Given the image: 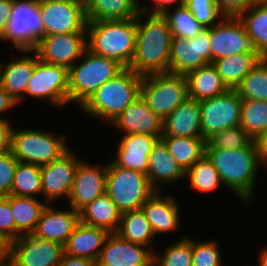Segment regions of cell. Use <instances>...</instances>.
Segmentation results:
<instances>
[{
  "mask_svg": "<svg viewBox=\"0 0 267 266\" xmlns=\"http://www.w3.org/2000/svg\"><path fill=\"white\" fill-rule=\"evenodd\" d=\"M112 123L126 134H146L161 138L163 120H161L139 96Z\"/></svg>",
  "mask_w": 267,
  "mask_h": 266,
  "instance_id": "obj_20",
  "label": "cell"
},
{
  "mask_svg": "<svg viewBox=\"0 0 267 266\" xmlns=\"http://www.w3.org/2000/svg\"><path fill=\"white\" fill-rule=\"evenodd\" d=\"M79 218L84 224L104 228L114 233L118 231L121 212L111 198L104 193L85 206L79 212Z\"/></svg>",
  "mask_w": 267,
  "mask_h": 266,
  "instance_id": "obj_29",
  "label": "cell"
},
{
  "mask_svg": "<svg viewBox=\"0 0 267 266\" xmlns=\"http://www.w3.org/2000/svg\"><path fill=\"white\" fill-rule=\"evenodd\" d=\"M61 243L40 239L33 234L12 241L11 266H59L64 255Z\"/></svg>",
  "mask_w": 267,
  "mask_h": 266,
  "instance_id": "obj_13",
  "label": "cell"
},
{
  "mask_svg": "<svg viewBox=\"0 0 267 266\" xmlns=\"http://www.w3.org/2000/svg\"><path fill=\"white\" fill-rule=\"evenodd\" d=\"M155 266H192L191 240L183 238L180 242L168 247L160 259L154 254Z\"/></svg>",
  "mask_w": 267,
  "mask_h": 266,
  "instance_id": "obj_41",
  "label": "cell"
},
{
  "mask_svg": "<svg viewBox=\"0 0 267 266\" xmlns=\"http://www.w3.org/2000/svg\"><path fill=\"white\" fill-rule=\"evenodd\" d=\"M42 193L40 166L36 164L18 162L11 195L33 197V194Z\"/></svg>",
  "mask_w": 267,
  "mask_h": 266,
  "instance_id": "obj_37",
  "label": "cell"
},
{
  "mask_svg": "<svg viewBox=\"0 0 267 266\" xmlns=\"http://www.w3.org/2000/svg\"><path fill=\"white\" fill-rule=\"evenodd\" d=\"M138 11L135 53L128 68L141 76L169 72L173 34L166 17L163 14H150L148 20L141 23V15L147 8L141 7Z\"/></svg>",
  "mask_w": 267,
  "mask_h": 266,
  "instance_id": "obj_1",
  "label": "cell"
},
{
  "mask_svg": "<svg viewBox=\"0 0 267 266\" xmlns=\"http://www.w3.org/2000/svg\"><path fill=\"white\" fill-rule=\"evenodd\" d=\"M240 127L252 140L267 131V101L242 99Z\"/></svg>",
  "mask_w": 267,
  "mask_h": 266,
  "instance_id": "obj_36",
  "label": "cell"
},
{
  "mask_svg": "<svg viewBox=\"0 0 267 266\" xmlns=\"http://www.w3.org/2000/svg\"><path fill=\"white\" fill-rule=\"evenodd\" d=\"M210 28H203L193 38L173 35L170 47L169 72L186 76L212 63Z\"/></svg>",
  "mask_w": 267,
  "mask_h": 266,
  "instance_id": "obj_11",
  "label": "cell"
},
{
  "mask_svg": "<svg viewBox=\"0 0 267 266\" xmlns=\"http://www.w3.org/2000/svg\"><path fill=\"white\" fill-rule=\"evenodd\" d=\"M156 8H154L151 14H164L168 10V5L176 1H180V6L185 4V0H154Z\"/></svg>",
  "mask_w": 267,
  "mask_h": 266,
  "instance_id": "obj_54",
  "label": "cell"
},
{
  "mask_svg": "<svg viewBox=\"0 0 267 266\" xmlns=\"http://www.w3.org/2000/svg\"><path fill=\"white\" fill-rule=\"evenodd\" d=\"M188 97L198 101L221 95L229 90L211 63L188 73Z\"/></svg>",
  "mask_w": 267,
  "mask_h": 266,
  "instance_id": "obj_27",
  "label": "cell"
},
{
  "mask_svg": "<svg viewBox=\"0 0 267 266\" xmlns=\"http://www.w3.org/2000/svg\"><path fill=\"white\" fill-rule=\"evenodd\" d=\"M251 140L240 126H236L216 133L206 142L205 148L237 149L246 146Z\"/></svg>",
  "mask_w": 267,
  "mask_h": 266,
  "instance_id": "obj_42",
  "label": "cell"
},
{
  "mask_svg": "<svg viewBox=\"0 0 267 266\" xmlns=\"http://www.w3.org/2000/svg\"><path fill=\"white\" fill-rule=\"evenodd\" d=\"M142 76L123 68L116 76L101 85L82 105L93 117L112 122L140 96Z\"/></svg>",
  "mask_w": 267,
  "mask_h": 266,
  "instance_id": "obj_4",
  "label": "cell"
},
{
  "mask_svg": "<svg viewBox=\"0 0 267 266\" xmlns=\"http://www.w3.org/2000/svg\"><path fill=\"white\" fill-rule=\"evenodd\" d=\"M255 143L258 149L259 161L267 162V131H264L257 139Z\"/></svg>",
  "mask_w": 267,
  "mask_h": 266,
  "instance_id": "obj_52",
  "label": "cell"
},
{
  "mask_svg": "<svg viewBox=\"0 0 267 266\" xmlns=\"http://www.w3.org/2000/svg\"><path fill=\"white\" fill-rule=\"evenodd\" d=\"M263 57L258 52H248L215 60L218 75L229 89H236L250 70Z\"/></svg>",
  "mask_w": 267,
  "mask_h": 266,
  "instance_id": "obj_31",
  "label": "cell"
},
{
  "mask_svg": "<svg viewBox=\"0 0 267 266\" xmlns=\"http://www.w3.org/2000/svg\"><path fill=\"white\" fill-rule=\"evenodd\" d=\"M140 96L149 108L161 120H164L188 98L186 77L172 72L144 75L140 86Z\"/></svg>",
  "mask_w": 267,
  "mask_h": 266,
  "instance_id": "obj_7",
  "label": "cell"
},
{
  "mask_svg": "<svg viewBox=\"0 0 267 266\" xmlns=\"http://www.w3.org/2000/svg\"><path fill=\"white\" fill-rule=\"evenodd\" d=\"M184 5L204 28L214 26L213 22L221 14L216 0H185Z\"/></svg>",
  "mask_w": 267,
  "mask_h": 266,
  "instance_id": "obj_43",
  "label": "cell"
},
{
  "mask_svg": "<svg viewBox=\"0 0 267 266\" xmlns=\"http://www.w3.org/2000/svg\"><path fill=\"white\" fill-rule=\"evenodd\" d=\"M101 249L97 266H152L153 252L141 244L122 238L116 232L110 233Z\"/></svg>",
  "mask_w": 267,
  "mask_h": 266,
  "instance_id": "obj_17",
  "label": "cell"
},
{
  "mask_svg": "<svg viewBox=\"0 0 267 266\" xmlns=\"http://www.w3.org/2000/svg\"><path fill=\"white\" fill-rule=\"evenodd\" d=\"M35 53L34 58L26 55L2 67L4 70L0 73V85L16 100V102L22 100L20 94L21 92H25L34 72L35 64L39 60L36 51Z\"/></svg>",
  "mask_w": 267,
  "mask_h": 266,
  "instance_id": "obj_30",
  "label": "cell"
},
{
  "mask_svg": "<svg viewBox=\"0 0 267 266\" xmlns=\"http://www.w3.org/2000/svg\"><path fill=\"white\" fill-rule=\"evenodd\" d=\"M249 9L250 13L246 10L238 18L244 25L254 50L267 58V3L257 2Z\"/></svg>",
  "mask_w": 267,
  "mask_h": 266,
  "instance_id": "obj_34",
  "label": "cell"
},
{
  "mask_svg": "<svg viewBox=\"0 0 267 266\" xmlns=\"http://www.w3.org/2000/svg\"><path fill=\"white\" fill-rule=\"evenodd\" d=\"M79 221V212L72 208L69 211H55L46 205L32 234L65 245Z\"/></svg>",
  "mask_w": 267,
  "mask_h": 266,
  "instance_id": "obj_21",
  "label": "cell"
},
{
  "mask_svg": "<svg viewBox=\"0 0 267 266\" xmlns=\"http://www.w3.org/2000/svg\"><path fill=\"white\" fill-rule=\"evenodd\" d=\"M258 3H267V0H256Z\"/></svg>",
  "mask_w": 267,
  "mask_h": 266,
  "instance_id": "obj_57",
  "label": "cell"
},
{
  "mask_svg": "<svg viewBox=\"0 0 267 266\" xmlns=\"http://www.w3.org/2000/svg\"><path fill=\"white\" fill-rule=\"evenodd\" d=\"M157 140V137L146 134H126L119 144L118 155L113 163L147 175L148 157Z\"/></svg>",
  "mask_w": 267,
  "mask_h": 266,
  "instance_id": "obj_23",
  "label": "cell"
},
{
  "mask_svg": "<svg viewBox=\"0 0 267 266\" xmlns=\"http://www.w3.org/2000/svg\"><path fill=\"white\" fill-rule=\"evenodd\" d=\"M68 68L51 65L40 59L35 64L25 93L32 97L47 98L57 106L68 102Z\"/></svg>",
  "mask_w": 267,
  "mask_h": 266,
  "instance_id": "obj_14",
  "label": "cell"
},
{
  "mask_svg": "<svg viewBox=\"0 0 267 266\" xmlns=\"http://www.w3.org/2000/svg\"><path fill=\"white\" fill-rule=\"evenodd\" d=\"M137 0H88L84 5L87 21H115L136 18Z\"/></svg>",
  "mask_w": 267,
  "mask_h": 266,
  "instance_id": "obj_28",
  "label": "cell"
},
{
  "mask_svg": "<svg viewBox=\"0 0 267 266\" xmlns=\"http://www.w3.org/2000/svg\"><path fill=\"white\" fill-rule=\"evenodd\" d=\"M46 205L34 196L10 195V207L16 227V240L23 234H32L37 226L42 210Z\"/></svg>",
  "mask_w": 267,
  "mask_h": 266,
  "instance_id": "obj_33",
  "label": "cell"
},
{
  "mask_svg": "<svg viewBox=\"0 0 267 266\" xmlns=\"http://www.w3.org/2000/svg\"><path fill=\"white\" fill-rule=\"evenodd\" d=\"M86 32H72L44 36L35 51L47 64L61 65L68 69L87 49Z\"/></svg>",
  "mask_w": 267,
  "mask_h": 266,
  "instance_id": "obj_15",
  "label": "cell"
},
{
  "mask_svg": "<svg viewBox=\"0 0 267 266\" xmlns=\"http://www.w3.org/2000/svg\"><path fill=\"white\" fill-rule=\"evenodd\" d=\"M18 162L11 151L0 153V196L11 195L14 173Z\"/></svg>",
  "mask_w": 267,
  "mask_h": 266,
  "instance_id": "obj_45",
  "label": "cell"
},
{
  "mask_svg": "<svg viewBox=\"0 0 267 266\" xmlns=\"http://www.w3.org/2000/svg\"><path fill=\"white\" fill-rule=\"evenodd\" d=\"M199 102L202 138L206 142L216 133L240 126L242 98L236 89Z\"/></svg>",
  "mask_w": 267,
  "mask_h": 266,
  "instance_id": "obj_10",
  "label": "cell"
},
{
  "mask_svg": "<svg viewBox=\"0 0 267 266\" xmlns=\"http://www.w3.org/2000/svg\"><path fill=\"white\" fill-rule=\"evenodd\" d=\"M160 139L185 172L205 155L206 141L202 137L161 136Z\"/></svg>",
  "mask_w": 267,
  "mask_h": 266,
  "instance_id": "obj_32",
  "label": "cell"
},
{
  "mask_svg": "<svg viewBox=\"0 0 267 266\" xmlns=\"http://www.w3.org/2000/svg\"><path fill=\"white\" fill-rule=\"evenodd\" d=\"M44 37V27L39 11V0H14L3 39H9L24 52L37 48Z\"/></svg>",
  "mask_w": 267,
  "mask_h": 266,
  "instance_id": "obj_8",
  "label": "cell"
},
{
  "mask_svg": "<svg viewBox=\"0 0 267 266\" xmlns=\"http://www.w3.org/2000/svg\"><path fill=\"white\" fill-rule=\"evenodd\" d=\"M59 266H97V262L91 259L73 257L64 253Z\"/></svg>",
  "mask_w": 267,
  "mask_h": 266,
  "instance_id": "obj_51",
  "label": "cell"
},
{
  "mask_svg": "<svg viewBox=\"0 0 267 266\" xmlns=\"http://www.w3.org/2000/svg\"><path fill=\"white\" fill-rule=\"evenodd\" d=\"M87 49L116 60L124 68L131 64L136 44V18L115 21H88Z\"/></svg>",
  "mask_w": 267,
  "mask_h": 266,
  "instance_id": "obj_3",
  "label": "cell"
},
{
  "mask_svg": "<svg viewBox=\"0 0 267 266\" xmlns=\"http://www.w3.org/2000/svg\"><path fill=\"white\" fill-rule=\"evenodd\" d=\"M14 0H0V39H3L6 24L10 18Z\"/></svg>",
  "mask_w": 267,
  "mask_h": 266,
  "instance_id": "obj_50",
  "label": "cell"
},
{
  "mask_svg": "<svg viewBox=\"0 0 267 266\" xmlns=\"http://www.w3.org/2000/svg\"><path fill=\"white\" fill-rule=\"evenodd\" d=\"M155 192L146 174L107 164L105 193L121 213L140 209Z\"/></svg>",
  "mask_w": 267,
  "mask_h": 266,
  "instance_id": "obj_6",
  "label": "cell"
},
{
  "mask_svg": "<svg viewBox=\"0 0 267 266\" xmlns=\"http://www.w3.org/2000/svg\"><path fill=\"white\" fill-rule=\"evenodd\" d=\"M73 1H76V2H79V3L83 4V5H85L88 0H73Z\"/></svg>",
  "mask_w": 267,
  "mask_h": 266,
  "instance_id": "obj_56",
  "label": "cell"
},
{
  "mask_svg": "<svg viewBox=\"0 0 267 266\" xmlns=\"http://www.w3.org/2000/svg\"><path fill=\"white\" fill-rule=\"evenodd\" d=\"M242 99L267 101V58H262L236 88Z\"/></svg>",
  "mask_w": 267,
  "mask_h": 266,
  "instance_id": "obj_38",
  "label": "cell"
},
{
  "mask_svg": "<svg viewBox=\"0 0 267 266\" xmlns=\"http://www.w3.org/2000/svg\"><path fill=\"white\" fill-rule=\"evenodd\" d=\"M156 191L141 207L151 225L154 235L176 230L179 225V210L171 196L160 198Z\"/></svg>",
  "mask_w": 267,
  "mask_h": 266,
  "instance_id": "obj_25",
  "label": "cell"
},
{
  "mask_svg": "<svg viewBox=\"0 0 267 266\" xmlns=\"http://www.w3.org/2000/svg\"><path fill=\"white\" fill-rule=\"evenodd\" d=\"M11 254H12V240L9 237H7L4 233L0 232V266L10 264Z\"/></svg>",
  "mask_w": 267,
  "mask_h": 266,
  "instance_id": "obj_49",
  "label": "cell"
},
{
  "mask_svg": "<svg viewBox=\"0 0 267 266\" xmlns=\"http://www.w3.org/2000/svg\"><path fill=\"white\" fill-rule=\"evenodd\" d=\"M0 232L16 240V227L10 207V195L0 196Z\"/></svg>",
  "mask_w": 267,
  "mask_h": 266,
  "instance_id": "obj_46",
  "label": "cell"
},
{
  "mask_svg": "<svg viewBox=\"0 0 267 266\" xmlns=\"http://www.w3.org/2000/svg\"><path fill=\"white\" fill-rule=\"evenodd\" d=\"M185 176L190 177L191 187L200 192L215 190L222 183L218 171L206 155L189 168Z\"/></svg>",
  "mask_w": 267,
  "mask_h": 266,
  "instance_id": "obj_39",
  "label": "cell"
},
{
  "mask_svg": "<svg viewBox=\"0 0 267 266\" xmlns=\"http://www.w3.org/2000/svg\"><path fill=\"white\" fill-rule=\"evenodd\" d=\"M83 55L86 56L84 62L68 69V102L77 101L80 105L124 68L116 60L94 54L88 49Z\"/></svg>",
  "mask_w": 267,
  "mask_h": 266,
  "instance_id": "obj_5",
  "label": "cell"
},
{
  "mask_svg": "<svg viewBox=\"0 0 267 266\" xmlns=\"http://www.w3.org/2000/svg\"><path fill=\"white\" fill-rule=\"evenodd\" d=\"M222 17H238L257 3L256 0H216Z\"/></svg>",
  "mask_w": 267,
  "mask_h": 266,
  "instance_id": "obj_47",
  "label": "cell"
},
{
  "mask_svg": "<svg viewBox=\"0 0 267 266\" xmlns=\"http://www.w3.org/2000/svg\"><path fill=\"white\" fill-rule=\"evenodd\" d=\"M259 266H267V249L263 250L260 255Z\"/></svg>",
  "mask_w": 267,
  "mask_h": 266,
  "instance_id": "obj_55",
  "label": "cell"
},
{
  "mask_svg": "<svg viewBox=\"0 0 267 266\" xmlns=\"http://www.w3.org/2000/svg\"><path fill=\"white\" fill-rule=\"evenodd\" d=\"M210 27L212 63L215 60L248 52H256L244 25L238 17H224Z\"/></svg>",
  "mask_w": 267,
  "mask_h": 266,
  "instance_id": "obj_16",
  "label": "cell"
},
{
  "mask_svg": "<svg viewBox=\"0 0 267 266\" xmlns=\"http://www.w3.org/2000/svg\"><path fill=\"white\" fill-rule=\"evenodd\" d=\"M16 100L0 85V113L17 104Z\"/></svg>",
  "mask_w": 267,
  "mask_h": 266,
  "instance_id": "obj_53",
  "label": "cell"
},
{
  "mask_svg": "<svg viewBox=\"0 0 267 266\" xmlns=\"http://www.w3.org/2000/svg\"><path fill=\"white\" fill-rule=\"evenodd\" d=\"M163 15L172 34L179 37L193 38L204 28L185 5L176 7L172 13L168 9Z\"/></svg>",
  "mask_w": 267,
  "mask_h": 266,
  "instance_id": "obj_40",
  "label": "cell"
},
{
  "mask_svg": "<svg viewBox=\"0 0 267 266\" xmlns=\"http://www.w3.org/2000/svg\"><path fill=\"white\" fill-rule=\"evenodd\" d=\"M192 266H221V256L215 242L198 243L191 240Z\"/></svg>",
  "mask_w": 267,
  "mask_h": 266,
  "instance_id": "obj_44",
  "label": "cell"
},
{
  "mask_svg": "<svg viewBox=\"0 0 267 266\" xmlns=\"http://www.w3.org/2000/svg\"><path fill=\"white\" fill-rule=\"evenodd\" d=\"M44 36L87 32L84 5L73 0H39Z\"/></svg>",
  "mask_w": 267,
  "mask_h": 266,
  "instance_id": "obj_12",
  "label": "cell"
},
{
  "mask_svg": "<svg viewBox=\"0 0 267 266\" xmlns=\"http://www.w3.org/2000/svg\"><path fill=\"white\" fill-rule=\"evenodd\" d=\"M110 232L104 228L94 227L79 221L67 243L64 245L65 254L96 261Z\"/></svg>",
  "mask_w": 267,
  "mask_h": 266,
  "instance_id": "obj_24",
  "label": "cell"
},
{
  "mask_svg": "<svg viewBox=\"0 0 267 266\" xmlns=\"http://www.w3.org/2000/svg\"><path fill=\"white\" fill-rule=\"evenodd\" d=\"M149 162L147 169V177L150 185L157 191L155 187V181L171 183L185 177V171L176 162V160L170 155L165 143L158 139L153 145L151 153L149 154Z\"/></svg>",
  "mask_w": 267,
  "mask_h": 266,
  "instance_id": "obj_26",
  "label": "cell"
},
{
  "mask_svg": "<svg viewBox=\"0 0 267 266\" xmlns=\"http://www.w3.org/2000/svg\"><path fill=\"white\" fill-rule=\"evenodd\" d=\"M68 150L64 138L47 132L31 129L12 132L10 151L19 162L42 166L59 159Z\"/></svg>",
  "mask_w": 267,
  "mask_h": 266,
  "instance_id": "obj_9",
  "label": "cell"
},
{
  "mask_svg": "<svg viewBox=\"0 0 267 266\" xmlns=\"http://www.w3.org/2000/svg\"><path fill=\"white\" fill-rule=\"evenodd\" d=\"M116 233L127 241L144 246L149 245L148 243L154 237L151 225L141 208L121 213L120 225Z\"/></svg>",
  "mask_w": 267,
  "mask_h": 266,
  "instance_id": "obj_35",
  "label": "cell"
},
{
  "mask_svg": "<svg viewBox=\"0 0 267 266\" xmlns=\"http://www.w3.org/2000/svg\"><path fill=\"white\" fill-rule=\"evenodd\" d=\"M205 155L218 171L222 183L245 202L251 198L259 156L255 140L237 149L205 148Z\"/></svg>",
  "mask_w": 267,
  "mask_h": 266,
  "instance_id": "obj_2",
  "label": "cell"
},
{
  "mask_svg": "<svg viewBox=\"0 0 267 266\" xmlns=\"http://www.w3.org/2000/svg\"><path fill=\"white\" fill-rule=\"evenodd\" d=\"M8 120L0 117V153L11 150L13 129Z\"/></svg>",
  "mask_w": 267,
  "mask_h": 266,
  "instance_id": "obj_48",
  "label": "cell"
},
{
  "mask_svg": "<svg viewBox=\"0 0 267 266\" xmlns=\"http://www.w3.org/2000/svg\"><path fill=\"white\" fill-rule=\"evenodd\" d=\"M106 168L79 163L74 174L69 195L70 206L80 212L90 202L103 195L106 190Z\"/></svg>",
  "mask_w": 267,
  "mask_h": 266,
  "instance_id": "obj_19",
  "label": "cell"
},
{
  "mask_svg": "<svg viewBox=\"0 0 267 266\" xmlns=\"http://www.w3.org/2000/svg\"><path fill=\"white\" fill-rule=\"evenodd\" d=\"M162 136L202 137L200 102L185 99L163 120Z\"/></svg>",
  "mask_w": 267,
  "mask_h": 266,
  "instance_id": "obj_22",
  "label": "cell"
},
{
  "mask_svg": "<svg viewBox=\"0 0 267 266\" xmlns=\"http://www.w3.org/2000/svg\"><path fill=\"white\" fill-rule=\"evenodd\" d=\"M76 159L68 150L59 159L40 166L42 193L45 195L46 201H51L63 195L69 197L75 170L80 163Z\"/></svg>",
  "mask_w": 267,
  "mask_h": 266,
  "instance_id": "obj_18",
  "label": "cell"
}]
</instances>
